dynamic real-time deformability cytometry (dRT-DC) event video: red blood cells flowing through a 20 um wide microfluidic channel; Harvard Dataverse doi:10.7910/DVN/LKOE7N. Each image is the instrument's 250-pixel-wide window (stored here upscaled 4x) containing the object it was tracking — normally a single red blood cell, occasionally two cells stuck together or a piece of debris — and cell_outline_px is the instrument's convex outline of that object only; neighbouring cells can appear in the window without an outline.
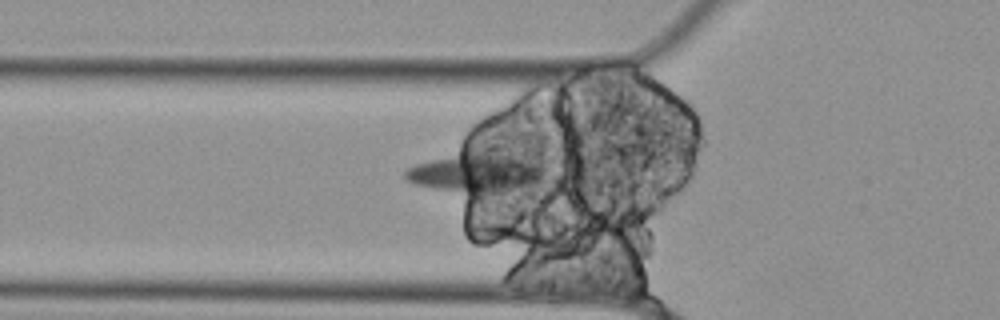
{"species": "Egyptian fruit bat (a non-hibernating species)", "species_latin": "Rousettus aegyptiacus", "temperature_condition": "cold", "stored_images_in_passage": 41, "segment_of_instrument_passage": [2, 3], "camera_frame_rate_fps": 3000, "um_per_image_px": 0.085, "animal": {"sex": "female"}, "frame": {"image": 1, "passage_image": 9, "time_ms": 2.667, "image_size_px": [1000, 320], "cell_outline_px": [[552, 172], [548, 184], [532, 196], [456, 192], [432, 188], [412, 184], [404, 176], [404, 172], [408, 168], [464, 140], [492, 144], [552, 168]], "centroid_in_image_um": [40.82, 14.54], "position_along_channel_um": 85.0, "area_um2": 40.29}}